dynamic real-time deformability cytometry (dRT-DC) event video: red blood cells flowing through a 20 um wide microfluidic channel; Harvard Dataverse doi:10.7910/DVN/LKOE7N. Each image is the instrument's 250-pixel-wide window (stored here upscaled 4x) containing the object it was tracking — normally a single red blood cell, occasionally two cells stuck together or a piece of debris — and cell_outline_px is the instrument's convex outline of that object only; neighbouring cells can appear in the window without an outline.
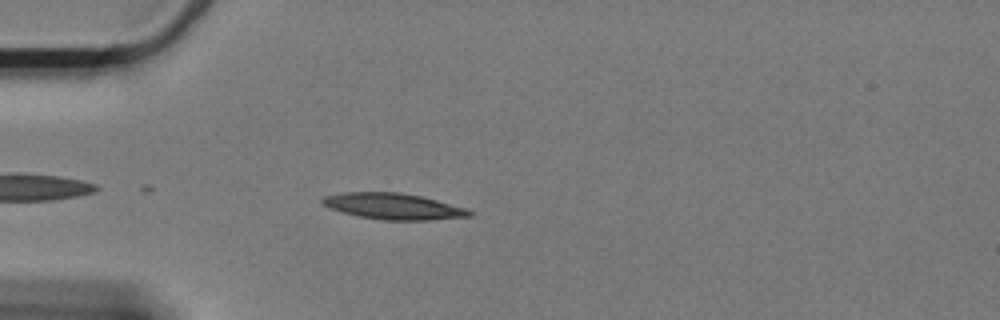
{"species": "Egyptian fruit bat (a non-hibernating species)", "species_latin": "Rousettus aegyptiacus", "temperature_condition": "cold", "stored_images_in_passage": 21, "camera_frame_rate_fps": 3000, "um_per_image_px": 0.085, "animal": {"sex": "female"}, "frame": {"image": 1, "passage_image": 5, "time_ms": 1.333, "image_size_px": [1000, 320], "cell_outline_px": [[472, 216], [428, 220], [380, 220], [360, 216], [344, 212], [320, 204], [320, 200], [324, 196], [344, 192], [400, 192], [420, 196], [436, 200], [464, 208], [472, 212]], "centroid_in_image_um": [33.39, 17.53], "position_along_channel_um": 51.6, "area_um2": 22.14}}
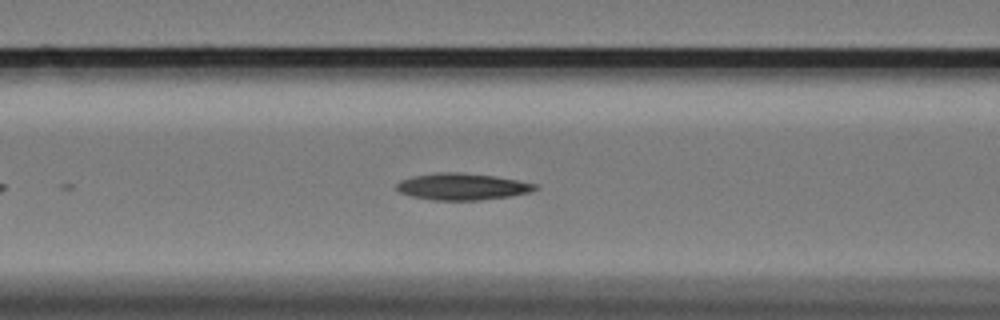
{"frame": {"image": 2, "passage_image": 13, "time_ms": 4.0, "image_size_px": [1000, 320], "cell_outline_px": [[540, 188], [528, 192], [512, 196], [480, 200], [432, 200], [412, 196], [400, 192], [396, 188], [396, 184], [400, 180], [412, 176], [440, 172], [456, 172], [496, 176], [536, 184]], "centroid_in_image_um": [39.28, 15.86], "position_along_channel_um": 127.3, "area_um2": 21.5}}
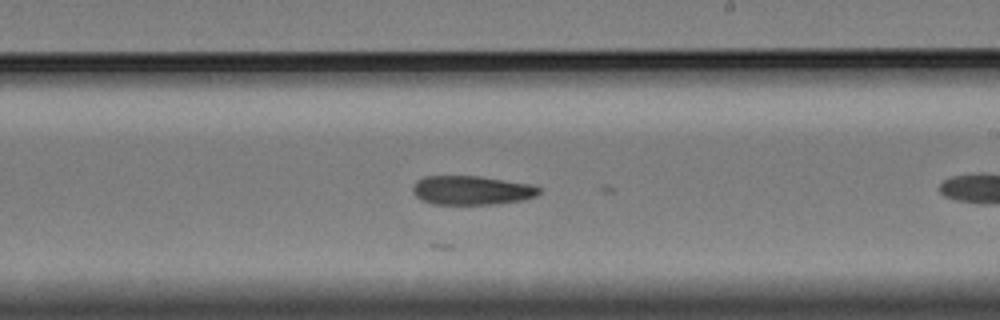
{"frame": {"image": 3, "passage_image": 20, "time_ms": 6.333, "image_size_px": [1000, 320], "cell_outline_px": [[540, 192], [536, 196], [524, 200], [496, 204], [432, 204], [420, 200], [412, 192], [412, 188], [416, 180], [424, 176], [480, 176], [532, 184], [540, 188]], "centroid_in_image_um": [40.08, 16.17], "position_along_channel_um": 248.9, "area_um2": 21.62}}